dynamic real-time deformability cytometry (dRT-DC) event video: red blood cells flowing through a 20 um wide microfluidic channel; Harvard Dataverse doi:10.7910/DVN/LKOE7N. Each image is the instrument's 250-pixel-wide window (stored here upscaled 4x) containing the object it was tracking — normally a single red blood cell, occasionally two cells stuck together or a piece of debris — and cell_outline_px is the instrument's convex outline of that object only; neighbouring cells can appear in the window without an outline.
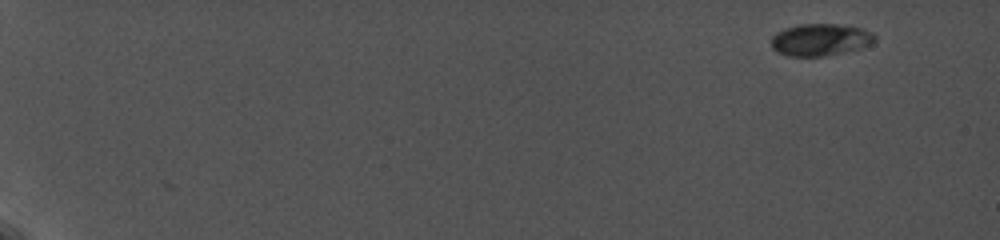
{"species": "common noctule bat (a hibernating species)", "species_latin": "Nyctalus noctula", "temperature_condition": "cold", "stored_images_in_passage": 60, "camera_frame_rate_fps": 5000, "um_per_image_px": 0.085, "animal": {"sex": "female", "body_mass_g": 19.0, "forearm_length_mm": 56.7}, "frame": {"image": 1, "passage_image": 1, "time_ms": 0.0, "image_size_px": [1000, 240], "cell_outline_px": [[876, 40], [872, 44], [860, 48], [824, 56], [788, 56], [776, 52], [772, 48], [772, 36], [776, 32], [784, 28], [800, 24], [836, 24], [864, 28], [872, 32], [876, 36]], "centroid_in_image_um": [69.73, 3.37], "position_along_channel_um": 15.3, "area_um2": 19.48}}
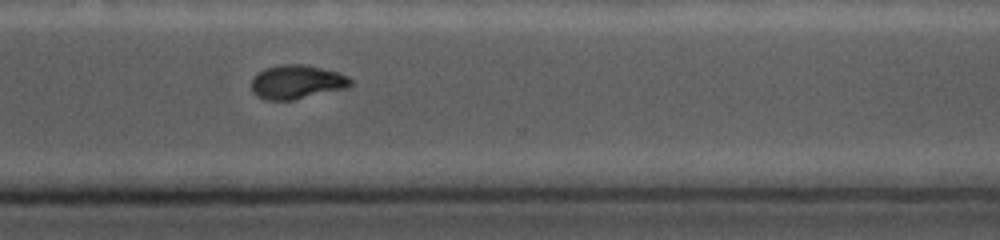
{"frame": {"image": 2, "passage_image": 50, "time_ms": 14.2, "image_size_px": [1000, 240], "cell_outline_px": [[352, 84], [348, 88], [292, 100], [268, 100], [256, 96], [252, 92], [252, 76], [264, 68], [280, 64], [304, 64], [340, 72], [348, 76], [352, 80]], "centroid_in_image_um": [25.23, 6.96], "position_along_channel_um": 345.4, "area_um2": 19.88}}
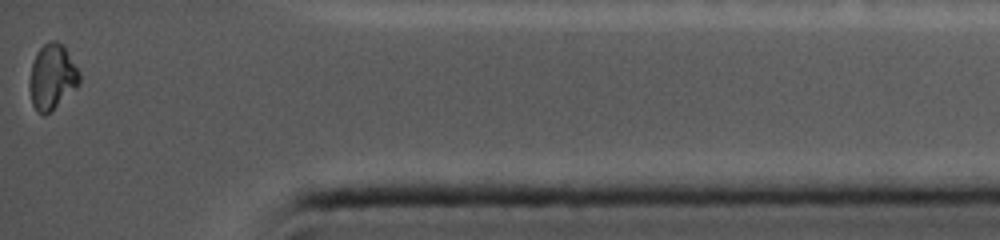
{"frame": {"image": 3, "passage_image": 60, "time_ms": 16.8, "image_size_px": [1000, 240], "cell_outline_px": [[80, 84], [76, 88], [44, 116], [36, 112], [32, 104], [28, 88], [28, 84], [32, 64], [36, 52], [44, 44], [52, 40], [56, 40], [64, 44], [80, 72]], "centroid_in_image_um": [4.42, 6.52], "position_along_channel_um": 430.8, "area_um2": 19.25}, "authors_computed_cell_mechanics": {"area_um2": 20.0277, "velocity_mm_per_s": 3.7638, "shape_relaxation_time_tau1_ms": null, "shape_relaxation_time_tau2_ms": 1.5731, "deformation_change_tau1": null, "deformation_change_tau2": 0.0378}}